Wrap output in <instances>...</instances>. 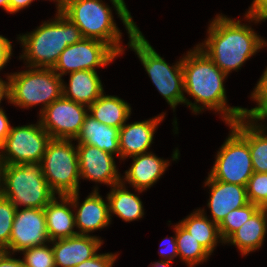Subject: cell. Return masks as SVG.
Returning <instances> with one entry per match:
<instances>
[{
  "instance_id": "cell-7",
  "label": "cell",
  "mask_w": 267,
  "mask_h": 267,
  "mask_svg": "<svg viewBox=\"0 0 267 267\" xmlns=\"http://www.w3.org/2000/svg\"><path fill=\"white\" fill-rule=\"evenodd\" d=\"M16 208L43 209L56 194L46 181L40 164H6L3 194Z\"/></svg>"
},
{
  "instance_id": "cell-16",
  "label": "cell",
  "mask_w": 267,
  "mask_h": 267,
  "mask_svg": "<svg viewBox=\"0 0 267 267\" xmlns=\"http://www.w3.org/2000/svg\"><path fill=\"white\" fill-rule=\"evenodd\" d=\"M165 116L162 112L146 120L123 124L119 129L120 160L124 162L129 157L151 152L154 134Z\"/></svg>"
},
{
  "instance_id": "cell-8",
  "label": "cell",
  "mask_w": 267,
  "mask_h": 267,
  "mask_svg": "<svg viewBox=\"0 0 267 267\" xmlns=\"http://www.w3.org/2000/svg\"><path fill=\"white\" fill-rule=\"evenodd\" d=\"M40 166L56 195L67 196L80 190L78 153L74 140L51 139Z\"/></svg>"
},
{
  "instance_id": "cell-37",
  "label": "cell",
  "mask_w": 267,
  "mask_h": 267,
  "mask_svg": "<svg viewBox=\"0 0 267 267\" xmlns=\"http://www.w3.org/2000/svg\"><path fill=\"white\" fill-rule=\"evenodd\" d=\"M12 41L4 35H0V71L10 62L13 57Z\"/></svg>"
},
{
  "instance_id": "cell-40",
  "label": "cell",
  "mask_w": 267,
  "mask_h": 267,
  "mask_svg": "<svg viewBox=\"0 0 267 267\" xmlns=\"http://www.w3.org/2000/svg\"><path fill=\"white\" fill-rule=\"evenodd\" d=\"M8 118L9 117L6 114L5 109L0 107V149L2 148L11 129L10 120Z\"/></svg>"
},
{
  "instance_id": "cell-18",
  "label": "cell",
  "mask_w": 267,
  "mask_h": 267,
  "mask_svg": "<svg viewBox=\"0 0 267 267\" xmlns=\"http://www.w3.org/2000/svg\"><path fill=\"white\" fill-rule=\"evenodd\" d=\"M50 244L56 267H75L94 257L104 244V240L94 234L76 235L50 241Z\"/></svg>"
},
{
  "instance_id": "cell-21",
  "label": "cell",
  "mask_w": 267,
  "mask_h": 267,
  "mask_svg": "<svg viewBox=\"0 0 267 267\" xmlns=\"http://www.w3.org/2000/svg\"><path fill=\"white\" fill-rule=\"evenodd\" d=\"M266 233L267 208H259L224 244L234 245L244 257L262 248Z\"/></svg>"
},
{
  "instance_id": "cell-9",
  "label": "cell",
  "mask_w": 267,
  "mask_h": 267,
  "mask_svg": "<svg viewBox=\"0 0 267 267\" xmlns=\"http://www.w3.org/2000/svg\"><path fill=\"white\" fill-rule=\"evenodd\" d=\"M228 137L219 147L209 171L214 180L246 186L254 173L249 143L230 125Z\"/></svg>"
},
{
  "instance_id": "cell-35",
  "label": "cell",
  "mask_w": 267,
  "mask_h": 267,
  "mask_svg": "<svg viewBox=\"0 0 267 267\" xmlns=\"http://www.w3.org/2000/svg\"><path fill=\"white\" fill-rule=\"evenodd\" d=\"M250 99L254 102H267V66L253 88Z\"/></svg>"
},
{
  "instance_id": "cell-26",
  "label": "cell",
  "mask_w": 267,
  "mask_h": 267,
  "mask_svg": "<svg viewBox=\"0 0 267 267\" xmlns=\"http://www.w3.org/2000/svg\"><path fill=\"white\" fill-rule=\"evenodd\" d=\"M131 105L117 95L105 92L88 107V114L100 123L119 128L128 122L132 114Z\"/></svg>"
},
{
  "instance_id": "cell-17",
  "label": "cell",
  "mask_w": 267,
  "mask_h": 267,
  "mask_svg": "<svg viewBox=\"0 0 267 267\" xmlns=\"http://www.w3.org/2000/svg\"><path fill=\"white\" fill-rule=\"evenodd\" d=\"M205 179L204 187L209 189L207 207L211 214L208 218L217 225L230 211L249 203L246 186L214 180L209 174Z\"/></svg>"
},
{
  "instance_id": "cell-10",
  "label": "cell",
  "mask_w": 267,
  "mask_h": 267,
  "mask_svg": "<svg viewBox=\"0 0 267 267\" xmlns=\"http://www.w3.org/2000/svg\"><path fill=\"white\" fill-rule=\"evenodd\" d=\"M51 139L38 119L36 124L11 126L0 156L5 164H40Z\"/></svg>"
},
{
  "instance_id": "cell-12",
  "label": "cell",
  "mask_w": 267,
  "mask_h": 267,
  "mask_svg": "<svg viewBox=\"0 0 267 267\" xmlns=\"http://www.w3.org/2000/svg\"><path fill=\"white\" fill-rule=\"evenodd\" d=\"M88 115V107L63 95L48 105L40 114L39 121L52 139L75 140Z\"/></svg>"
},
{
  "instance_id": "cell-11",
  "label": "cell",
  "mask_w": 267,
  "mask_h": 267,
  "mask_svg": "<svg viewBox=\"0 0 267 267\" xmlns=\"http://www.w3.org/2000/svg\"><path fill=\"white\" fill-rule=\"evenodd\" d=\"M117 57L119 55L105 42L83 38L81 41L67 46L52 69L63 78L64 75L71 72L96 71L100 67H107Z\"/></svg>"
},
{
  "instance_id": "cell-36",
  "label": "cell",
  "mask_w": 267,
  "mask_h": 267,
  "mask_svg": "<svg viewBox=\"0 0 267 267\" xmlns=\"http://www.w3.org/2000/svg\"><path fill=\"white\" fill-rule=\"evenodd\" d=\"M245 13L261 23L265 22L267 20V0H253Z\"/></svg>"
},
{
  "instance_id": "cell-39",
  "label": "cell",
  "mask_w": 267,
  "mask_h": 267,
  "mask_svg": "<svg viewBox=\"0 0 267 267\" xmlns=\"http://www.w3.org/2000/svg\"><path fill=\"white\" fill-rule=\"evenodd\" d=\"M15 254L0 251V267H26L23 260L15 258Z\"/></svg>"
},
{
  "instance_id": "cell-45",
  "label": "cell",
  "mask_w": 267,
  "mask_h": 267,
  "mask_svg": "<svg viewBox=\"0 0 267 267\" xmlns=\"http://www.w3.org/2000/svg\"><path fill=\"white\" fill-rule=\"evenodd\" d=\"M172 266V261H164V260H158L155 262H151L148 267H170Z\"/></svg>"
},
{
  "instance_id": "cell-20",
  "label": "cell",
  "mask_w": 267,
  "mask_h": 267,
  "mask_svg": "<svg viewBox=\"0 0 267 267\" xmlns=\"http://www.w3.org/2000/svg\"><path fill=\"white\" fill-rule=\"evenodd\" d=\"M43 210L50 241L78 235L75 227L74 208L68 196L56 195Z\"/></svg>"
},
{
  "instance_id": "cell-32",
  "label": "cell",
  "mask_w": 267,
  "mask_h": 267,
  "mask_svg": "<svg viewBox=\"0 0 267 267\" xmlns=\"http://www.w3.org/2000/svg\"><path fill=\"white\" fill-rule=\"evenodd\" d=\"M248 201L267 208V173L254 172L246 185Z\"/></svg>"
},
{
  "instance_id": "cell-42",
  "label": "cell",
  "mask_w": 267,
  "mask_h": 267,
  "mask_svg": "<svg viewBox=\"0 0 267 267\" xmlns=\"http://www.w3.org/2000/svg\"><path fill=\"white\" fill-rule=\"evenodd\" d=\"M4 99L7 100V84L6 81L0 76V107Z\"/></svg>"
},
{
  "instance_id": "cell-23",
  "label": "cell",
  "mask_w": 267,
  "mask_h": 267,
  "mask_svg": "<svg viewBox=\"0 0 267 267\" xmlns=\"http://www.w3.org/2000/svg\"><path fill=\"white\" fill-rule=\"evenodd\" d=\"M69 81L62 84L63 96L89 107L105 91L97 71L80 70L69 74Z\"/></svg>"
},
{
  "instance_id": "cell-13",
  "label": "cell",
  "mask_w": 267,
  "mask_h": 267,
  "mask_svg": "<svg viewBox=\"0 0 267 267\" xmlns=\"http://www.w3.org/2000/svg\"><path fill=\"white\" fill-rule=\"evenodd\" d=\"M50 242L43 209L21 208L16 210L9 240V253H21L30 247Z\"/></svg>"
},
{
  "instance_id": "cell-25",
  "label": "cell",
  "mask_w": 267,
  "mask_h": 267,
  "mask_svg": "<svg viewBox=\"0 0 267 267\" xmlns=\"http://www.w3.org/2000/svg\"><path fill=\"white\" fill-rule=\"evenodd\" d=\"M76 144H88L106 151L120 160L119 128L100 123L89 114L82 124L81 131L74 140Z\"/></svg>"
},
{
  "instance_id": "cell-2",
  "label": "cell",
  "mask_w": 267,
  "mask_h": 267,
  "mask_svg": "<svg viewBox=\"0 0 267 267\" xmlns=\"http://www.w3.org/2000/svg\"><path fill=\"white\" fill-rule=\"evenodd\" d=\"M243 19L245 23L241 22ZM243 19L216 14L208 24L205 40L196 45L227 75L240 70L247 60L267 47L265 37L251 25L261 22L246 13Z\"/></svg>"
},
{
  "instance_id": "cell-4",
  "label": "cell",
  "mask_w": 267,
  "mask_h": 267,
  "mask_svg": "<svg viewBox=\"0 0 267 267\" xmlns=\"http://www.w3.org/2000/svg\"><path fill=\"white\" fill-rule=\"evenodd\" d=\"M80 29L63 13L42 21L33 31L17 35L22 53L19 60L31 68H53L63 50L83 39Z\"/></svg>"
},
{
  "instance_id": "cell-15",
  "label": "cell",
  "mask_w": 267,
  "mask_h": 267,
  "mask_svg": "<svg viewBox=\"0 0 267 267\" xmlns=\"http://www.w3.org/2000/svg\"><path fill=\"white\" fill-rule=\"evenodd\" d=\"M79 193L80 191L67 195L74 208L75 227L78 235H91L97 230L109 227L111 220L107 196L104 199L99 190H92L80 203Z\"/></svg>"
},
{
  "instance_id": "cell-28",
  "label": "cell",
  "mask_w": 267,
  "mask_h": 267,
  "mask_svg": "<svg viewBox=\"0 0 267 267\" xmlns=\"http://www.w3.org/2000/svg\"><path fill=\"white\" fill-rule=\"evenodd\" d=\"M176 224V242L178 258L188 267L207 262L211 254L178 222Z\"/></svg>"
},
{
  "instance_id": "cell-44",
  "label": "cell",
  "mask_w": 267,
  "mask_h": 267,
  "mask_svg": "<svg viewBox=\"0 0 267 267\" xmlns=\"http://www.w3.org/2000/svg\"><path fill=\"white\" fill-rule=\"evenodd\" d=\"M5 162L0 156V197L3 194V181H4V169H5Z\"/></svg>"
},
{
  "instance_id": "cell-19",
  "label": "cell",
  "mask_w": 267,
  "mask_h": 267,
  "mask_svg": "<svg viewBox=\"0 0 267 267\" xmlns=\"http://www.w3.org/2000/svg\"><path fill=\"white\" fill-rule=\"evenodd\" d=\"M132 164L128 170H125L121 176V182L129 187L142 191H147L162 178L170 166L171 160L158 157L155 153L148 152L144 154L129 157Z\"/></svg>"
},
{
  "instance_id": "cell-5",
  "label": "cell",
  "mask_w": 267,
  "mask_h": 267,
  "mask_svg": "<svg viewBox=\"0 0 267 267\" xmlns=\"http://www.w3.org/2000/svg\"><path fill=\"white\" fill-rule=\"evenodd\" d=\"M6 73L7 103L20 109L41 106L39 114L62 95L63 78L52 68H31Z\"/></svg>"
},
{
  "instance_id": "cell-22",
  "label": "cell",
  "mask_w": 267,
  "mask_h": 267,
  "mask_svg": "<svg viewBox=\"0 0 267 267\" xmlns=\"http://www.w3.org/2000/svg\"><path fill=\"white\" fill-rule=\"evenodd\" d=\"M230 125L249 143L254 172L267 173V124L246 115Z\"/></svg>"
},
{
  "instance_id": "cell-3",
  "label": "cell",
  "mask_w": 267,
  "mask_h": 267,
  "mask_svg": "<svg viewBox=\"0 0 267 267\" xmlns=\"http://www.w3.org/2000/svg\"><path fill=\"white\" fill-rule=\"evenodd\" d=\"M109 1L112 7L103 0H68L63 14L80 29L84 38L103 41L122 56L127 48L122 45V30L114 20L113 10L125 26L128 38H131L139 27L124 0Z\"/></svg>"
},
{
  "instance_id": "cell-24",
  "label": "cell",
  "mask_w": 267,
  "mask_h": 267,
  "mask_svg": "<svg viewBox=\"0 0 267 267\" xmlns=\"http://www.w3.org/2000/svg\"><path fill=\"white\" fill-rule=\"evenodd\" d=\"M128 188L127 185L120 182L113 185L107 193L111 223L113 215L129 223L144 218L145 209L139 195L145 191L135 189L133 193Z\"/></svg>"
},
{
  "instance_id": "cell-41",
  "label": "cell",
  "mask_w": 267,
  "mask_h": 267,
  "mask_svg": "<svg viewBox=\"0 0 267 267\" xmlns=\"http://www.w3.org/2000/svg\"><path fill=\"white\" fill-rule=\"evenodd\" d=\"M35 0H10L9 1V14L18 13L19 11L31 6Z\"/></svg>"
},
{
  "instance_id": "cell-1",
  "label": "cell",
  "mask_w": 267,
  "mask_h": 267,
  "mask_svg": "<svg viewBox=\"0 0 267 267\" xmlns=\"http://www.w3.org/2000/svg\"><path fill=\"white\" fill-rule=\"evenodd\" d=\"M184 93L194 102L184 98L191 113L198 115L207 110L215 111L225 124H230L247 115V108L230 106L227 99L225 80L228 75L197 46L182 56ZM206 109V110H205ZM205 110V111H204ZM221 116V117H220Z\"/></svg>"
},
{
  "instance_id": "cell-34",
  "label": "cell",
  "mask_w": 267,
  "mask_h": 267,
  "mask_svg": "<svg viewBox=\"0 0 267 267\" xmlns=\"http://www.w3.org/2000/svg\"><path fill=\"white\" fill-rule=\"evenodd\" d=\"M119 253L105 252L97 253L91 259L85 260L75 267H113L118 259Z\"/></svg>"
},
{
  "instance_id": "cell-30",
  "label": "cell",
  "mask_w": 267,
  "mask_h": 267,
  "mask_svg": "<svg viewBox=\"0 0 267 267\" xmlns=\"http://www.w3.org/2000/svg\"><path fill=\"white\" fill-rule=\"evenodd\" d=\"M17 208L4 196L0 197V251L9 252V240Z\"/></svg>"
},
{
  "instance_id": "cell-6",
  "label": "cell",
  "mask_w": 267,
  "mask_h": 267,
  "mask_svg": "<svg viewBox=\"0 0 267 267\" xmlns=\"http://www.w3.org/2000/svg\"><path fill=\"white\" fill-rule=\"evenodd\" d=\"M127 47L135 52L152 84L175 112L179 104H184L185 98L182 57L170 65L151 46L140 29L129 38Z\"/></svg>"
},
{
  "instance_id": "cell-14",
  "label": "cell",
  "mask_w": 267,
  "mask_h": 267,
  "mask_svg": "<svg viewBox=\"0 0 267 267\" xmlns=\"http://www.w3.org/2000/svg\"><path fill=\"white\" fill-rule=\"evenodd\" d=\"M80 180L95 182L93 190H99V183L111 188L121 182V173L113 154L88 144H76Z\"/></svg>"
},
{
  "instance_id": "cell-43",
  "label": "cell",
  "mask_w": 267,
  "mask_h": 267,
  "mask_svg": "<svg viewBox=\"0 0 267 267\" xmlns=\"http://www.w3.org/2000/svg\"><path fill=\"white\" fill-rule=\"evenodd\" d=\"M53 1L55 3L56 13H63L66 8L68 0H48Z\"/></svg>"
},
{
  "instance_id": "cell-31",
  "label": "cell",
  "mask_w": 267,
  "mask_h": 267,
  "mask_svg": "<svg viewBox=\"0 0 267 267\" xmlns=\"http://www.w3.org/2000/svg\"><path fill=\"white\" fill-rule=\"evenodd\" d=\"M20 254H23L22 260L26 267H56L50 242L46 245L30 247Z\"/></svg>"
},
{
  "instance_id": "cell-38",
  "label": "cell",
  "mask_w": 267,
  "mask_h": 267,
  "mask_svg": "<svg viewBox=\"0 0 267 267\" xmlns=\"http://www.w3.org/2000/svg\"><path fill=\"white\" fill-rule=\"evenodd\" d=\"M257 103V104H256ZM256 106L247 108V115L256 123H266L267 120V102H255ZM261 121V122H260Z\"/></svg>"
},
{
  "instance_id": "cell-29",
  "label": "cell",
  "mask_w": 267,
  "mask_h": 267,
  "mask_svg": "<svg viewBox=\"0 0 267 267\" xmlns=\"http://www.w3.org/2000/svg\"><path fill=\"white\" fill-rule=\"evenodd\" d=\"M258 205L249 202L247 205L230 211L218 225L219 234L225 242L259 209Z\"/></svg>"
},
{
  "instance_id": "cell-33",
  "label": "cell",
  "mask_w": 267,
  "mask_h": 267,
  "mask_svg": "<svg viewBox=\"0 0 267 267\" xmlns=\"http://www.w3.org/2000/svg\"><path fill=\"white\" fill-rule=\"evenodd\" d=\"M173 232L175 236H168L165 237L160 243V249L158 250L159 256L164 261H172L178 257V249H177V242H176V225H172Z\"/></svg>"
},
{
  "instance_id": "cell-46",
  "label": "cell",
  "mask_w": 267,
  "mask_h": 267,
  "mask_svg": "<svg viewBox=\"0 0 267 267\" xmlns=\"http://www.w3.org/2000/svg\"><path fill=\"white\" fill-rule=\"evenodd\" d=\"M9 1L10 0H0V7H2L3 10L6 11V13H9Z\"/></svg>"
},
{
  "instance_id": "cell-27",
  "label": "cell",
  "mask_w": 267,
  "mask_h": 267,
  "mask_svg": "<svg viewBox=\"0 0 267 267\" xmlns=\"http://www.w3.org/2000/svg\"><path fill=\"white\" fill-rule=\"evenodd\" d=\"M194 210L178 223L212 255L218 243L224 245L218 225L208 218L204 208Z\"/></svg>"
}]
</instances>
